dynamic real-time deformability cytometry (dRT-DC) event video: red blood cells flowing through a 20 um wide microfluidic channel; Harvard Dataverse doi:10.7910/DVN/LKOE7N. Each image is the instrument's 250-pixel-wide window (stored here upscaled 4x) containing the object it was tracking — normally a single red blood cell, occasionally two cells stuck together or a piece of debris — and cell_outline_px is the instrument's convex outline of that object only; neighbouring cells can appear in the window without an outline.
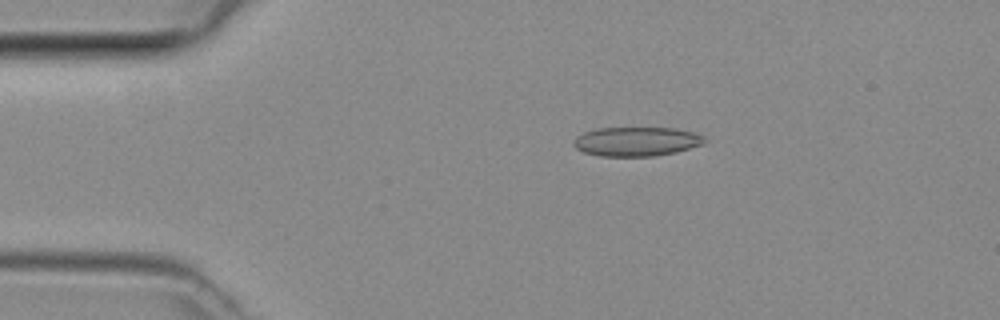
{"species": "common noctule bat (a hibernating species)", "species_latin": "Nyctalus noctula", "temperature_condition": "room temperature", "stored_images_in_passage": 15, "camera_frame_rate_fps": 3000, "um_per_image_px": 0.085, "animal": {"sex": "female", "body_mass_g": 29.2, "forearm_length_mm": 56.3}, "frame": {"image": 1, "passage_image": 9, "time_ms": 2.667, "image_size_px": [1000, 320], "cell_outline_px": [[708, 140], [704, 144], [676, 152], [656, 156], [600, 156], [584, 152], [576, 148], [572, 144], [572, 140], [576, 136], [584, 132], [596, 128], [676, 128], [692, 132], [704, 136]], "centroid_in_image_um": [54.1, 12.03], "position_along_channel_um": 30.9, "area_um2": 22.48}}